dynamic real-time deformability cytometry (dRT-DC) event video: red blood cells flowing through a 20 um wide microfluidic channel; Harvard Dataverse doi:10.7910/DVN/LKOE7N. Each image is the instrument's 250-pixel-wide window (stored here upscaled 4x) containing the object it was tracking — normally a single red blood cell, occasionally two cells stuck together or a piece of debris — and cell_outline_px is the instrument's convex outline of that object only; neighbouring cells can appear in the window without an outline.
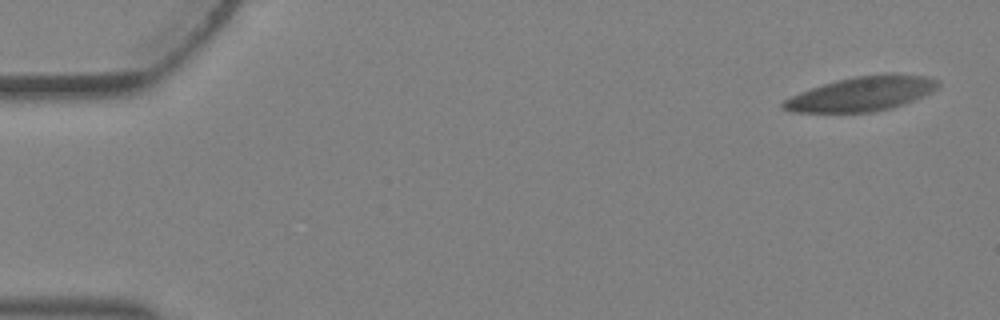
{"species": "Egyptian fruit bat (a non-hibernating species)", "species_latin": "Rousettus aegyptiacus", "temperature_condition": "warm", "stored_images_in_passage": 6, "camera_frame_rate_fps": 3000, "um_per_image_px": 0.085, "animal": {"sex": "female"}, "frame": {"image": 1, "passage_image": 1, "time_ms": 0.0, "image_size_px": [1000, 320], "cell_outline_px": [[940, 84], [932, 92], [924, 96], [904, 104], [892, 108], [872, 112], [788, 112], [780, 108], [780, 104], [784, 100], [800, 92], [836, 80], [856, 76], [884, 72], [896, 72], [924, 76], [940, 80]], "centroid_in_image_um": [73.28, 7.96], "position_along_channel_um": 11.7, "area_um2": 31.5}}
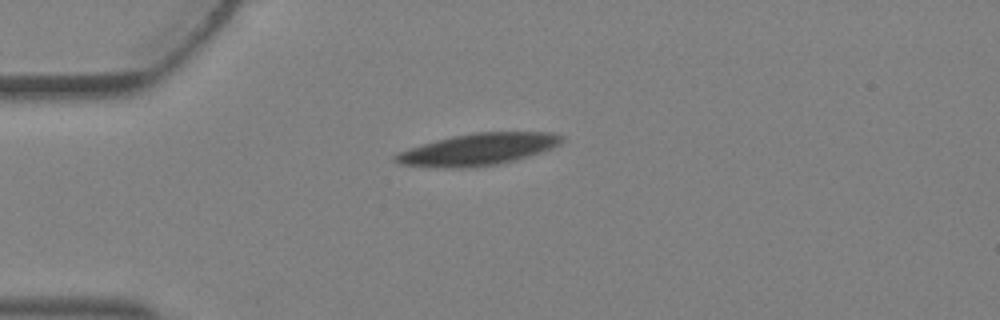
{"frame": {"image": 2, "passage_image": 4, "time_ms": 1.0, "image_size_px": [1000, 320], "cell_outline_px": [[564, 140], [560, 144], [552, 148], [540, 152], [512, 160], [496, 164], [476, 168], [436, 168], [400, 164], [392, 160], [392, 156], [400, 152], [436, 140], [452, 136], [472, 132], [552, 132], [564, 136]], "centroid_in_image_um": [40.63, 12.7], "position_along_channel_um": 44.4, "area_um2": 30.81}}
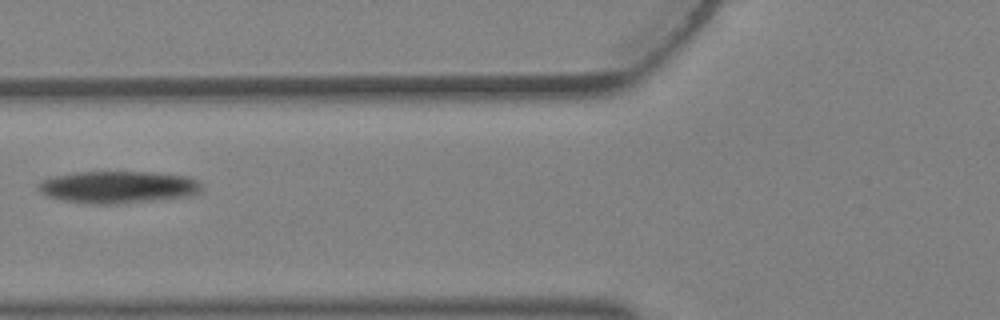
{"frame": {"image": 3, "passage_image": 6, "time_ms": 1.667, "image_size_px": [1000, 320], "cell_outline_px": [[204, 188], [200, 192], [188, 196], [116, 204], [88, 204], [64, 200], [48, 196], [40, 192], [40, 184], [44, 180], [56, 176], [76, 172], [152, 172], [188, 176], [196, 180]], "centroid_in_image_um": [10.08, 15.9], "position_along_channel_um": 115.7, "area_um2": 30.29}}